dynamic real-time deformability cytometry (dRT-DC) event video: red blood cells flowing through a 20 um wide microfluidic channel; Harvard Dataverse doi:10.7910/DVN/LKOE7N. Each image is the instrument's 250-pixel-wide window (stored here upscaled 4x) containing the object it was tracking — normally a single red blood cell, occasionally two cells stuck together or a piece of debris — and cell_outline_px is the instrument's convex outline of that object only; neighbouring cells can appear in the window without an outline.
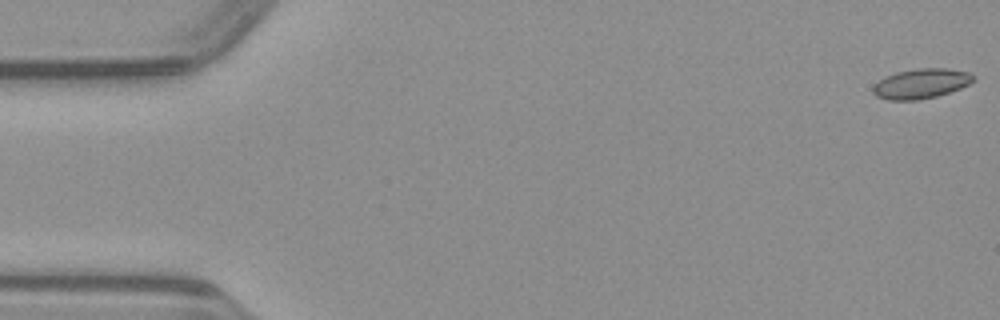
{"species": "common noctule bat (a hibernating species)", "species_latin": "Nyctalus noctula", "temperature_condition": "warm", "stored_images_in_passage": 50, "camera_frame_rate_fps": 3000, "um_per_image_px": 0.085, "animal": {"sex": "male", "body_mass_g": 23.1, "forearm_length_mm": 52.7}, "frame": {"image": 1, "passage_image": 1, "time_ms": 0.0, "image_size_px": [1000, 320], "cell_outline_px": [[976, 80], [960, 88], [936, 96], [916, 100], [888, 100], [876, 96], [872, 92], [872, 88], [880, 80], [896, 72], [916, 68], [948, 68], [968, 72], [976, 76]], "centroid_in_image_um": [78.31, 7.1], "position_along_channel_um": 6.7, "area_um2": 17.4}}
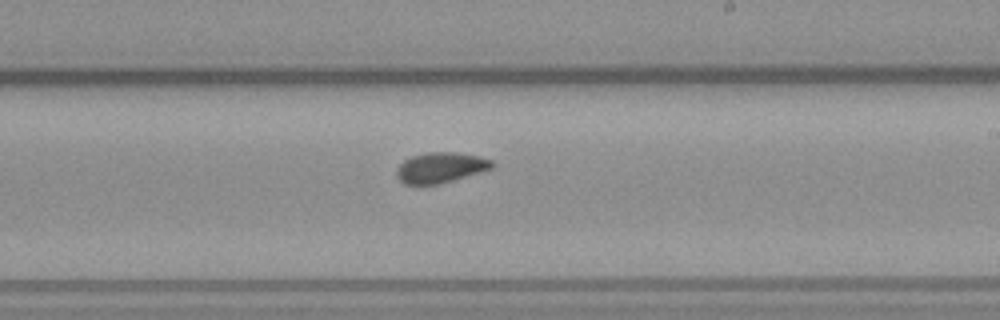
{"frame": {"image": 2, "passage_image": 29, "time_ms": 9.333, "image_size_px": [1000, 320], "cell_outline_px": [[496, 164], [492, 168], [452, 180], [436, 184], [404, 184], [396, 176], [396, 168], [404, 160], [412, 156], [428, 152], [456, 152], [480, 156], [492, 160]], "centroid_in_image_um": [37.44, 14.23], "position_along_channel_um": 251.6, "area_um2": 16.82}}
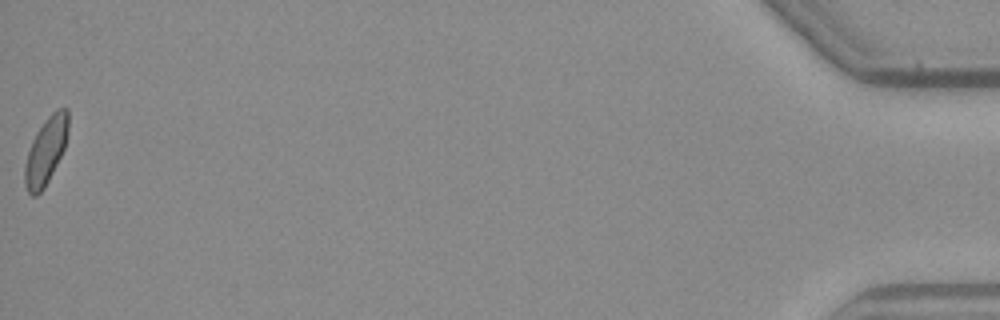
{"frame": {"image": 3, "passage_image": 50, "time_ms": 16.333, "image_size_px": [1000, 320], "cell_outline_px": [[68, 132], [64, 148], [44, 188], [36, 196], [32, 196], [28, 192], [24, 184], [24, 164], [32, 140], [36, 132], [48, 116], [56, 108], [68, 108]], "centroid_in_image_um": [3.88, 12.81], "position_along_channel_um": 431.3, "area_um2": 16.82}}